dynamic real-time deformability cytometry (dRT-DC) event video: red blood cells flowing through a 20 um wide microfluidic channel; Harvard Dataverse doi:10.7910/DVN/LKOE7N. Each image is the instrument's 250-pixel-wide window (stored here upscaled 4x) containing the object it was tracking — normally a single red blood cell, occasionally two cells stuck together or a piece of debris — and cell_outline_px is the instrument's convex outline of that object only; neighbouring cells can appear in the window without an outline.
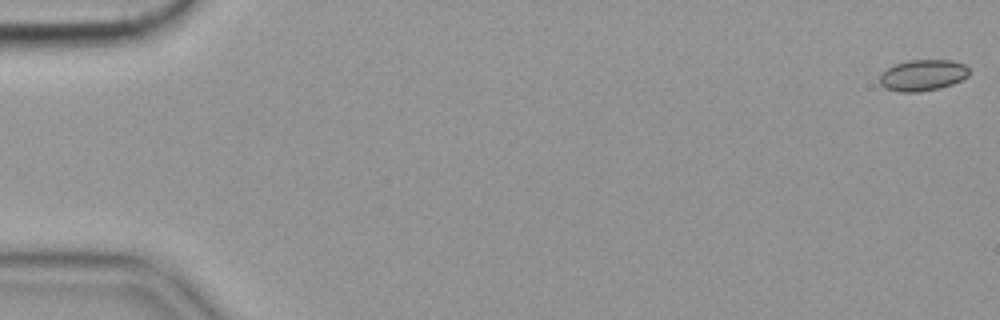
{"species": "common noctule bat (a hibernating species)", "species_latin": "Nyctalus noctula", "temperature_condition": "cold", "stored_images_in_passage": 57, "camera_frame_rate_fps": 3000, "um_per_image_px": 0.085, "animal": {"sex": "female", "body_mass_g": 19.9}, "frame": {"image": 1, "passage_image": 1, "time_ms": 0.0, "image_size_px": [1000, 320], "cell_outline_px": [[968, 76], [952, 84], [940, 88], [916, 92], [900, 92], [884, 88], [880, 84], [880, 72], [896, 64], [908, 60], [952, 60], [964, 64], [968, 68]], "centroid_in_image_um": [78.41, 6.39], "position_along_channel_um": 6.6, "area_um2": 16.24}}
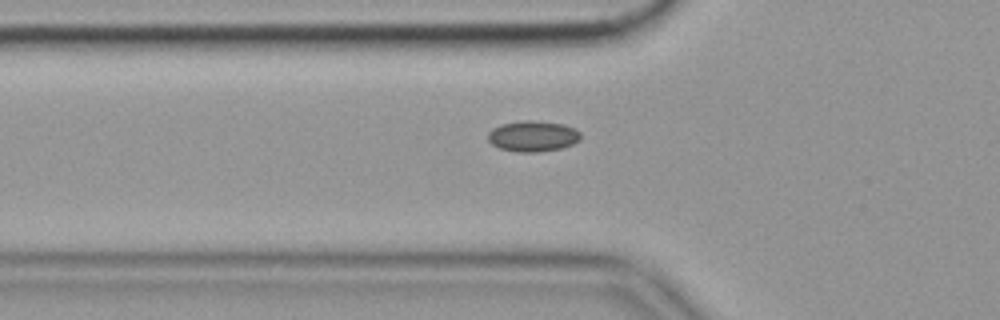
{"frame": {"image": 2, "passage_image": 20, "time_ms": 6.333, "image_size_px": [1000, 320], "cell_outline_px": [[580, 140], [572, 144], [560, 148], [536, 152], [520, 152], [500, 148], [492, 144], [488, 140], [488, 132], [492, 128], [500, 124], [524, 120], [532, 120], [564, 124], [576, 128], [580, 132]], "centroid_in_image_um": [45.29, 11.56], "position_along_channel_um": 80.5, "area_um2": 16.65}}
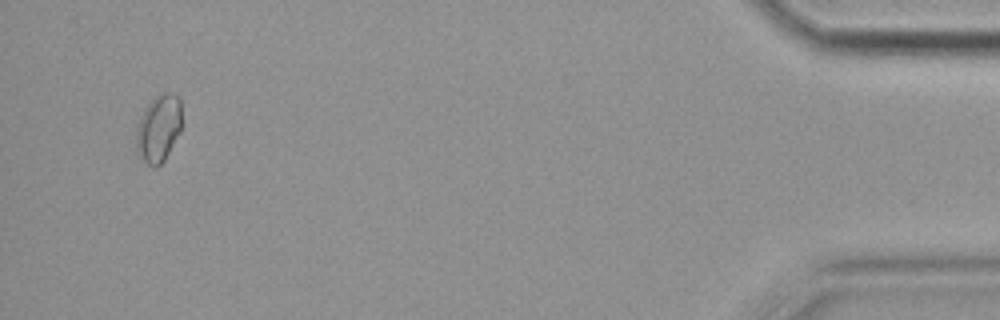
{"frame": {"image": 3, "passage_image": 55, "time_ms": 18.0, "image_size_px": [1000, 320], "cell_outline_px": [[180, 132], [164, 160], [156, 168], [152, 168], [136, 156], [136, 128], [140, 116], [144, 108], [156, 96], [164, 92], [172, 92], [180, 96]], "centroid_in_image_um": [13.45, 10.94], "position_along_channel_um": 421.8, "area_um2": 18.15}, "authors_computed_cell_mechanics": {"area_um2": 15.606, "velocity_mm_per_s": 3.5571, "shape_relaxation_time_tau1_ms": null, "shape_relaxation_time_tau2_ms": 4.0561, "deformation_change_tau1": null, "deformation_change_tau2": 0.0527}}